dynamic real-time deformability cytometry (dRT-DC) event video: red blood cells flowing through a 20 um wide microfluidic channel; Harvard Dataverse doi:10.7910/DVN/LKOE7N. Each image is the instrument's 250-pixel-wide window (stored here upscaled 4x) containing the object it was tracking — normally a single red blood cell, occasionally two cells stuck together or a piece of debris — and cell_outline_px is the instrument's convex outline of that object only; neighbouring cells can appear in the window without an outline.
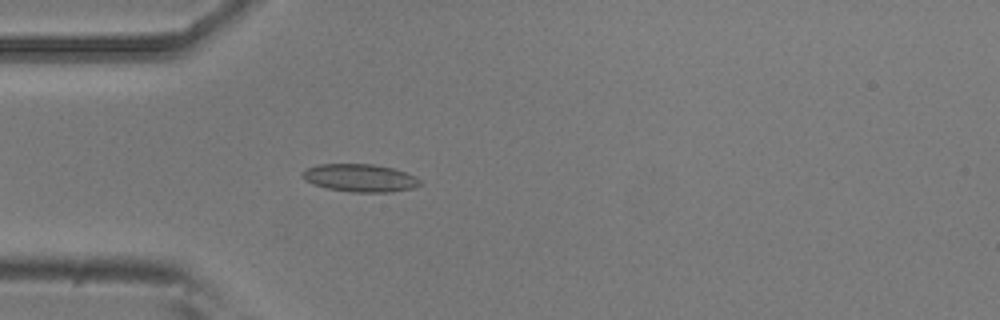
{"species": "common noctule bat (a hibernating species)", "species_latin": "Nyctalus noctula", "temperature_condition": "room temperature", "stored_images_in_passage": 5, "camera_frame_rate_fps": 3000, "um_per_image_px": 0.085, "animal": {"sex": "male", "body_mass_g": 20.5, "forearm_length_mm": 52.5}, "frame": {"image": 1, "passage_image": 5, "time_ms": 1.333, "image_size_px": [1000, 320], "cell_outline_px": [[424, 184], [412, 188], [392, 192], [352, 192], [328, 188], [312, 184], [304, 180], [304, 172], [308, 168], [320, 164], [372, 164], [392, 168], [416, 176]], "centroid_in_image_um": [30.65, 15.13], "position_along_channel_um": 54.3, "area_um2": 18.9}}